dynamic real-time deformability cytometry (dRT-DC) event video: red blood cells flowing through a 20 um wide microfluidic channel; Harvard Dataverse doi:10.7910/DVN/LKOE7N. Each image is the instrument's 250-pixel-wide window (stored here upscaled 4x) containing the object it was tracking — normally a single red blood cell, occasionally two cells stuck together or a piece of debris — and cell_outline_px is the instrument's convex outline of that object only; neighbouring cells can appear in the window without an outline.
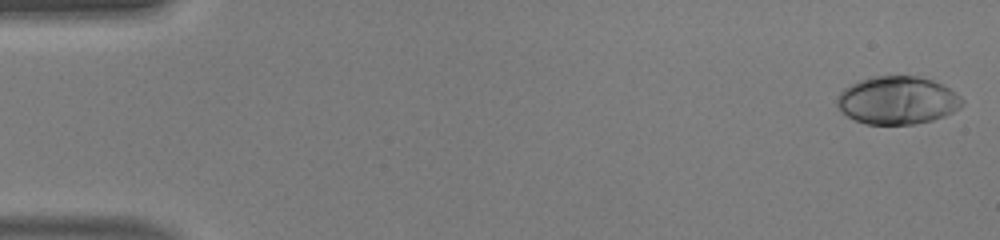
{"species": "human", "species_latin": "Homo sapiens", "temperature_condition": "warm", "stored_images_in_passage": 49, "camera_frame_rate_fps": 3000, "um_per_image_px": 0.085, "donor": {"sex": "male"}, "frame": {"image": 1, "passage_image": 1, "time_ms": 0.0, "image_size_px": [1000, 240], "cell_outline_px": [[964, 104], [960, 108], [944, 116], [932, 120], [912, 124], [868, 124], [856, 120], [848, 116], [836, 104], [836, 100], [840, 92], [844, 88], [860, 80], [872, 76], [916, 76], [932, 80], [956, 92], [964, 100]], "centroid_in_image_um": [76.3, 8.52], "position_along_channel_um": 8.7, "area_um2": 34.74}}
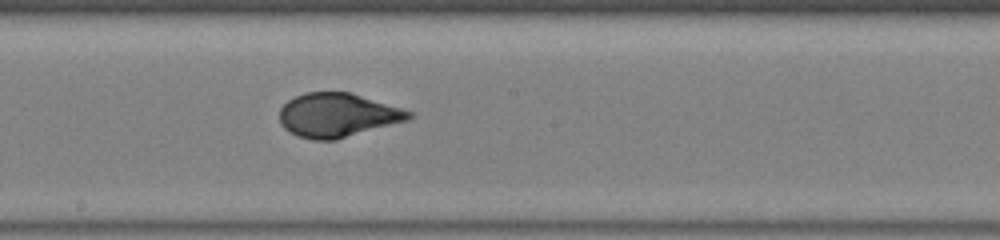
{"frame": {"image": 2, "passage_image": 27, "time_ms": 8.667, "image_size_px": [1000, 240], "cell_outline_px": [[412, 116], [408, 120], [336, 140], [312, 140], [296, 136], [284, 128], [280, 124], [280, 108], [288, 100], [304, 92], [348, 92], [400, 108], [412, 112]], "centroid_in_image_um": [28.64, 9.8], "position_along_channel_um": 219.6, "area_um2": 32.89}}
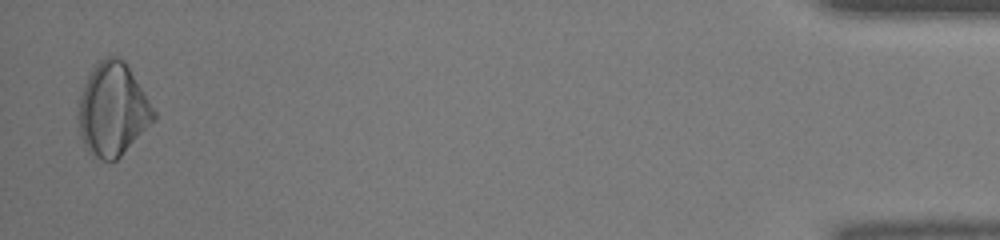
{"frame": {"image": 3, "passage_image": 48, "time_ms": 15.667, "image_size_px": [1000, 240], "cell_outline_px": [[156, 120], [116, 160], [104, 160], [88, 152], [84, 148], [80, 132], [80, 96], [84, 84], [92, 68], [100, 60], [108, 56], [116, 56], [124, 60], [144, 92], [156, 112]], "centroid_in_image_um": [9.6, 9.31], "position_along_channel_um": 425.6, "area_um2": 40.29}, "authors_computed_cell_mechanics": {"area_um2": 33.8708, "velocity_mm_per_s": 4.1996, "shape_relaxation_time_tau1_ms": 5.0775, "shape_relaxation_time_tau2_ms": null, "deformation_change_tau1": 0.2371, "deformation_change_tau2": null}}